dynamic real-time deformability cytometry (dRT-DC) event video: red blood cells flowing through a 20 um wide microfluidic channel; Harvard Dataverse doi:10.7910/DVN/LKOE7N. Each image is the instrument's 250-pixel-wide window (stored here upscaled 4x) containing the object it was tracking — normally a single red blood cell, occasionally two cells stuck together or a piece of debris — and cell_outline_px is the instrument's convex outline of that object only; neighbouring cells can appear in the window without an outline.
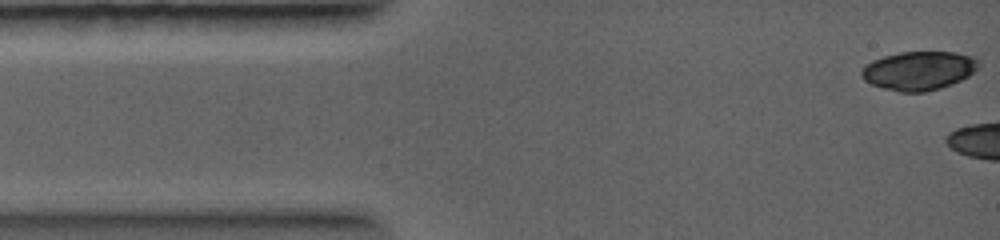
{"species": "common noctule bat (a hibernating species)", "species_latin": "Nyctalus noctula", "temperature_condition": "warm", "stored_images_in_passage": 2, "camera_frame_rate_fps": 5000, "um_per_image_px": 0.085, "animal": {"sex": "female", "body_mass_g": 19.0, "forearm_length_mm": 56.7}, "frame": {"image": 1, "passage_image": 1, "time_ms": 0.0, "image_size_px": [1000, 240], "cell_outline_px": [[980, 68], [968, 76], [960, 80], [940, 88], [924, 92], [900, 92], [884, 88], [872, 84], [864, 80], [860, 76], [860, 72], [864, 64], [872, 60], [884, 56], [900, 52], [956, 52], [972, 56], [980, 60]], "centroid_in_image_um": [78.1, 5.99], "position_along_channel_um": 6.9, "area_um2": 26.65}}